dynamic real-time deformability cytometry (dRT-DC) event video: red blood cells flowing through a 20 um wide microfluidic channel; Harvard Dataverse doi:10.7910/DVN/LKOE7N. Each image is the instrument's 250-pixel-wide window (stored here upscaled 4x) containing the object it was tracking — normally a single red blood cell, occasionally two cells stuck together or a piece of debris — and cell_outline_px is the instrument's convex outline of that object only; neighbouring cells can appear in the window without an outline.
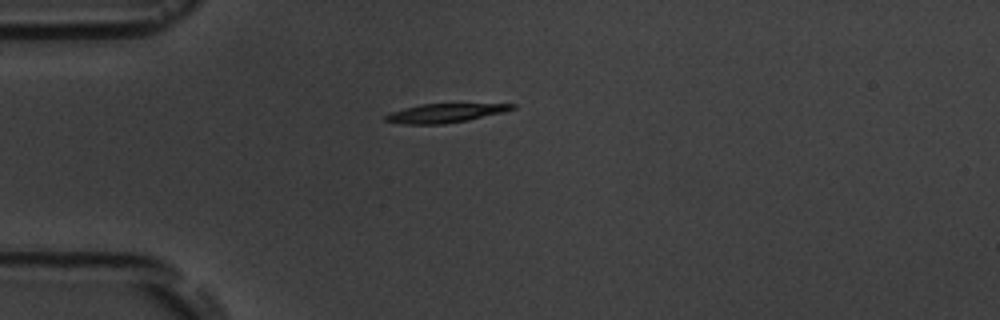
{"species": "common noctule bat (a hibernating species)", "species_latin": "Nyctalus noctula", "temperature_condition": "room temperature", "stored_images_in_passage": 3, "camera_frame_rate_fps": 3000, "um_per_image_px": 0.085, "animal": {"sex": "male", "body_mass_g": 19.5, "forearm_length_mm": 54.6}, "frame": {"image": 1, "passage_image": 3, "time_ms": 2.333, "image_size_px": [1000, 320], "cell_outline_px": [[516, 108], [504, 112], [468, 120], [444, 124], [404, 124], [384, 120], [384, 116], [392, 112], [404, 108], [420, 104], [516, 104]], "centroid_in_image_um": [37.83, 9.61], "position_along_channel_um": 47.2, "area_um2": 13.81}}